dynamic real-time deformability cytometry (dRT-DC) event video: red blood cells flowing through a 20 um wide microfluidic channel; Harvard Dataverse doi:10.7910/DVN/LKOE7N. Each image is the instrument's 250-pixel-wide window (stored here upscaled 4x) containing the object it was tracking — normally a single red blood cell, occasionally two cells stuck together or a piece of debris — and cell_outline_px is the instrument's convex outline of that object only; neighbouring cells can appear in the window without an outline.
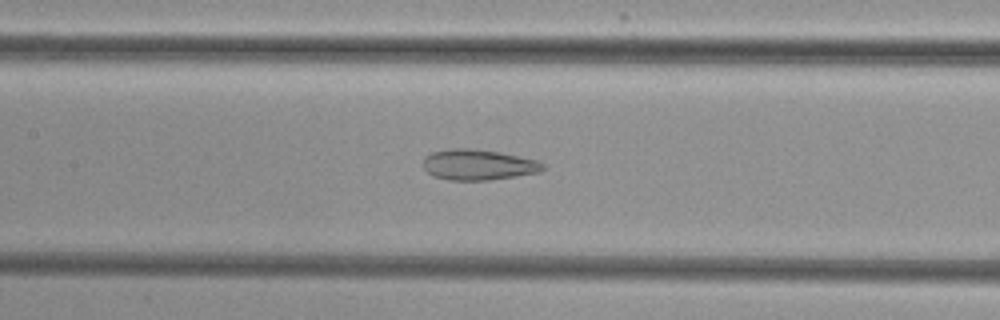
{"species": "common noctule bat (a hibernating species)", "species_latin": "Nyctalus noctula", "temperature_condition": "cold", "stored_images_in_passage": 43, "segment_of_instrument_passage": [1, 2], "camera_frame_rate_fps": 3000, "um_per_image_px": 0.085, "animal": {"sex": "female", "body_mass_g": 29.2, "forearm_length_mm": 56.3}, "frame": {"image": 1, "passage_image": 25, "time_ms": 8.0, "image_size_px": [1000, 320], "cell_outline_px": [[548, 168], [540, 172], [516, 176], [488, 180], [448, 180], [432, 176], [424, 168], [424, 156], [432, 152], [448, 148], [468, 148], [500, 152], [536, 160], [544, 164]], "centroid_in_image_um": [40.65, 14.0], "position_along_channel_um": 166.7, "area_um2": 21.5}}
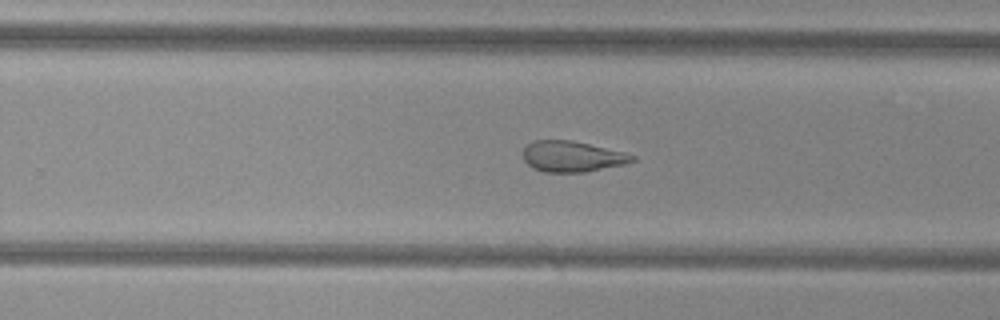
{"frame": {"image": 2, "passage_image": 34, "time_ms": 11.0, "image_size_px": [1000, 320], "cell_outline_px": [[636, 160], [624, 164], [584, 172], [544, 172], [532, 168], [524, 160], [524, 148], [528, 144], [536, 140], [572, 140], [624, 152], [636, 156]], "centroid_in_image_um": [48.63, 13.3], "position_along_channel_um": 281.2, "area_um2": 19.48}}
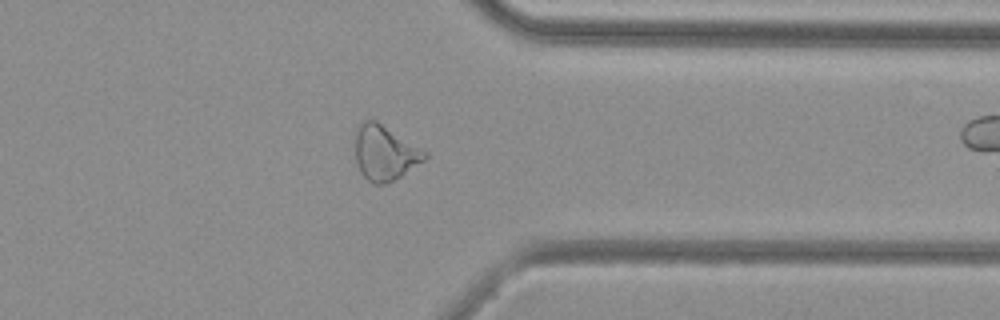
{"frame": {"image": 3, "passage_image": 42, "time_ms": 13.667, "image_size_px": [1000, 320], "cell_outline_px": [[428, 156], [424, 160], [400, 176], [384, 184], [372, 184], [360, 172], [356, 160], [356, 128], [360, 120], [376, 120], [428, 152]], "centroid_in_image_um": [32.69, 12.97], "position_along_channel_um": 378.7, "area_um2": 22.14}}